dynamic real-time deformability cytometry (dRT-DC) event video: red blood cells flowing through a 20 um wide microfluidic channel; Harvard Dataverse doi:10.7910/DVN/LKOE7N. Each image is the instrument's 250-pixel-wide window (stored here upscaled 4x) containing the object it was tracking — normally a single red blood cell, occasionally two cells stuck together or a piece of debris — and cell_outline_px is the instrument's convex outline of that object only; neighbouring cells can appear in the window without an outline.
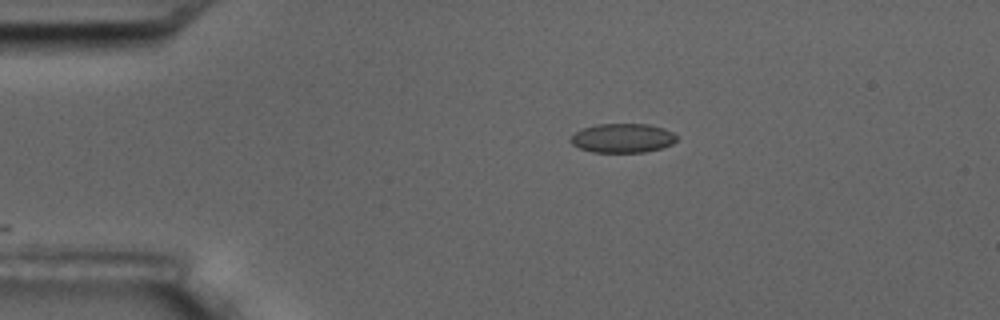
{"species": "common noctule bat (a hibernating species)", "species_latin": "Nyctalus noctula", "temperature_condition": "room temperature", "stored_images_in_passage": 7, "camera_frame_rate_fps": 3000, "um_per_image_px": 0.085, "animal": {"sex": "male", "body_mass_g": 17.5, "forearm_length_mm": 52.3}, "frame": {"image": 1, "passage_image": 1, "time_ms": 0.0, "image_size_px": [1000, 320], "cell_outline_px": [[676, 140], [672, 144], [660, 148], [644, 152], [592, 152], [580, 148], [572, 144], [568, 140], [580, 128], [596, 124], [648, 124], [664, 128], [672, 132], [676, 136]], "centroid_in_image_um": [52.89, 11.73], "position_along_channel_um": 32.1, "area_um2": 18.03}}
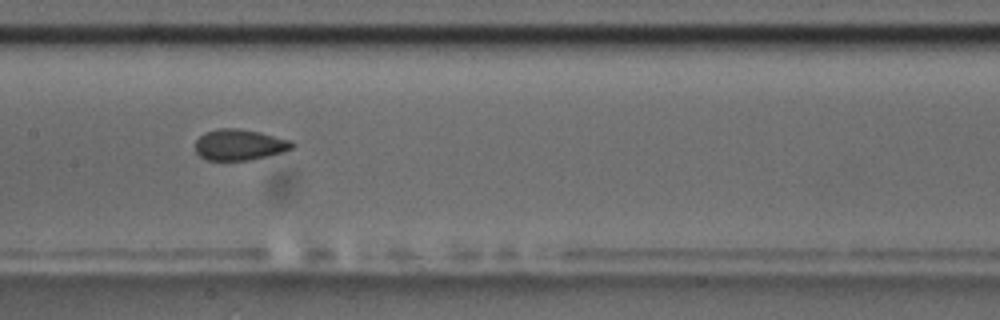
{"frame": {"image": 2, "passage_image": 6, "time_ms": 5.667, "image_size_px": [1000, 320], "cell_outline_px": [[296, 144], [292, 148], [284, 152], [268, 156], [248, 160], [208, 160], [200, 156], [196, 152], [196, 140], [204, 132], [220, 128], [236, 128], [260, 132], [292, 140]], "centroid_in_image_um": [20.39, 12.3], "position_along_channel_um": 187.0, "area_um2": 17.57}}
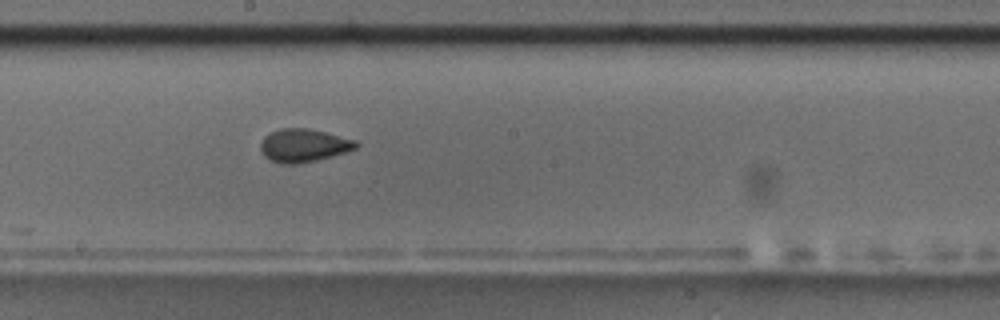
{"frame": {"image": 3, "passage_image": 7, "time_ms": 6.667, "image_size_px": [1000, 320], "cell_outline_px": [[360, 144], [356, 148], [344, 152], [316, 160], [296, 164], [284, 164], [272, 160], [264, 156], [260, 148], [260, 144], [264, 136], [280, 128], [308, 128], [356, 140]], "centroid_in_image_um": [25.8, 12.35], "position_along_channel_um": 222.4, "area_um2": 18.21}}